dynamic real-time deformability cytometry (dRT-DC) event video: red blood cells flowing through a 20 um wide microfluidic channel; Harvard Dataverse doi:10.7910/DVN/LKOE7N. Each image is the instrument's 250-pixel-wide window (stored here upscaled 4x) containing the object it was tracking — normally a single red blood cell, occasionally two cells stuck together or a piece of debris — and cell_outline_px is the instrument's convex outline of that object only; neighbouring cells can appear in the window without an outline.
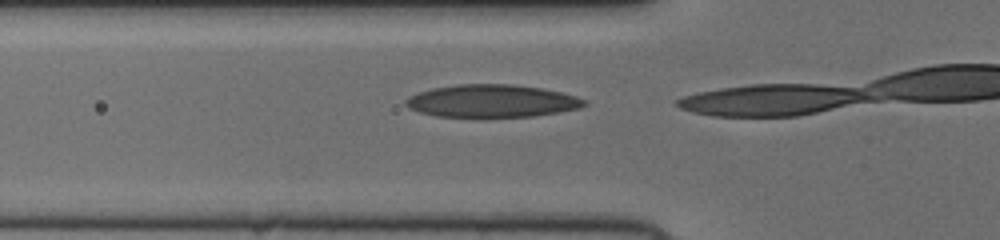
{"species": "human", "species_latin": "Homo sapiens", "temperature_condition": "cold", "stored_images_in_passage": 11, "camera_frame_rate_fps": 3000, "um_per_image_px": 0.085, "donor": {"sex": "female"}, "frame": {"image": 1, "passage_image": 10, "time_ms": 3.0, "image_size_px": [1000, 240], "cell_outline_px": [[588, 104], [580, 108], [560, 112], [536, 116], [436, 116], [420, 112], [408, 108], [404, 104], [404, 100], [408, 96], [432, 88], [456, 84], [512, 84], [544, 88], [576, 96], [584, 100]], "centroid_in_image_um": [41.81, 8.57], "position_along_channel_um": 84.0, "area_um2": 33.93}}